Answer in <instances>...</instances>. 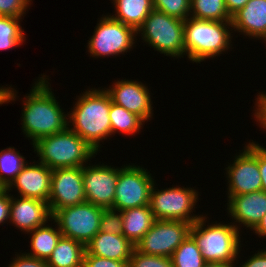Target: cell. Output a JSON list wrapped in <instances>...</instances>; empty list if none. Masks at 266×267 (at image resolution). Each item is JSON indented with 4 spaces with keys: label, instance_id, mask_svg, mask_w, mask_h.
I'll list each match as a JSON object with an SVG mask.
<instances>
[{
    "label": "cell",
    "instance_id": "1",
    "mask_svg": "<svg viewBox=\"0 0 266 267\" xmlns=\"http://www.w3.org/2000/svg\"><path fill=\"white\" fill-rule=\"evenodd\" d=\"M47 75L40 77L24 97L22 109L23 133L34 144L38 139L59 133L68 127V114L63 112L49 87ZM48 79V80H47Z\"/></svg>",
    "mask_w": 266,
    "mask_h": 267
},
{
    "label": "cell",
    "instance_id": "2",
    "mask_svg": "<svg viewBox=\"0 0 266 267\" xmlns=\"http://www.w3.org/2000/svg\"><path fill=\"white\" fill-rule=\"evenodd\" d=\"M68 112V127L85 140L97 153L100 141L111 136L109 111L111 98L105 89L86 90ZM73 126V127H72Z\"/></svg>",
    "mask_w": 266,
    "mask_h": 267
},
{
    "label": "cell",
    "instance_id": "3",
    "mask_svg": "<svg viewBox=\"0 0 266 267\" xmlns=\"http://www.w3.org/2000/svg\"><path fill=\"white\" fill-rule=\"evenodd\" d=\"M32 145L39 162L51 170L83 167L97 155V152L69 127L59 133L42 137Z\"/></svg>",
    "mask_w": 266,
    "mask_h": 267
},
{
    "label": "cell",
    "instance_id": "4",
    "mask_svg": "<svg viewBox=\"0 0 266 267\" xmlns=\"http://www.w3.org/2000/svg\"><path fill=\"white\" fill-rule=\"evenodd\" d=\"M232 29L231 22L189 17L184 21L185 55L193 63L219 56L232 45Z\"/></svg>",
    "mask_w": 266,
    "mask_h": 267
},
{
    "label": "cell",
    "instance_id": "5",
    "mask_svg": "<svg viewBox=\"0 0 266 267\" xmlns=\"http://www.w3.org/2000/svg\"><path fill=\"white\" fill-rule=\"evenodd\" d=\"M206 216L191 225L190 235L199 247L205 262L235 263L240 253V233L233 224L216 223L206 226ZM231 224V225H230Z\"/></svg>",
    "mask_w": 266,
    "mask_h": 267
},
{
    "label": "cell",
    "instance_id": "6",
    "mask_svg": "<svg viewBox=\"0 0 266 267\" xmlns=\"http://www.w3.org/2000/svg\"><path fill=\"white\" fill-rule=\"evenodd\" d=\"M144 42L165 56L183 58L184 20L152 10L137 30Z\"/></svg>",
    "mask_w": 266,
    "mask_h": 267
},
{
    "label": "cell",
    "instance_id": "7",
    "mask_svg": "<svg viewBox=\"0 0 266 267\" xmlns=\"http://www.w3.org/2000/svg\"><path fill=\"white\" fill-rule=\"evenodd\" d=\"M154 186L155 182L150 191L149 207L155 220L184 221L193 224L202 216L194 215L192 211L199 199L195 189L177 186L159 190Z\"/></svg>",
    "mask_w": 266,
    "mask_h": 267
},
{
    "label": "cell",
    "instance_id": "8",
    "mask_svg": "<svg viewBox=\"0 0 266 267\" xmlns=\"http://www.w3.org/2000/svg\"><path fill=\"white\" fill-rule=\"evenodd\" d=\"M102 207L87 201L56 210L52 214L62 236L81 242L85 246L100 231Z\"/></svg>",
    "mask_w": 266,
    "mask_h": 267
},
{
    "label": "cell",
    "instance_id": "9",
    "mask_svg": "<svg viewBox=\"0 0 266 267\" xmlns=\"http://www.w3.org/2000/svg\"><path fill=\"white\" fill-rule=\"evenodd\" d=\"M135 36L137 31L134 28L115 20L111 14L104 15L88 40V52L96 58L124 54L134 47Z\"/></svg>",
    "mask_w": 266,
    "mask_h": 267
},
{
    "label": "cell",
    "instance_id": "10",
    "mask_svg": "<svg viewBox=\"0 0 266 267\" xmlns=\"http://www.w3.org/2000/svg\"><path fill=\"white\" fill-rule=\"evenodd\" d=\"M149 173L138 165H124L119 171L112 209L123 211L149 205L150 191L154 184Z\"/></svg>",
    "mask_w": 266,
    "mask_h": 267
},
{
    "label": "cell",
    "instance_id": "11",
    "mask_svg": "<svg viewBox=\"0 0 266 267\" xmlns=\"http://www.w3.org/2000/svg\"><path fill=\"white\" fill-rule=\"evenodd\" d=\"M190 223L155 220L135 248L143 254L169 257L190 234Z\"/></svg>",
    "mask_w": 266,
    "mask_h": 267
},
{
    "label": "cell",
    "instance_id": "12",
    "mask_svg": "<svg viewBox=\"0 0 266 267\" xmlns=\"http://www.w3.org/2000/svg\"><path fill=\"white\" fill-rule=\"evenodd\" d=\"M233 164L226 169L228 196L248 194L262 190V178L258 165V143L245 144L236 155Z\"/></svg>",
    "mask_w": 266,
    "mask_h": 267
},
{
    "label": "cell",
    "instance_id": "13",
    "mask_svg": "<svg viewBox=\"0 0 266 267\" xmlns=\"http://www.w3.org/2000/svg\"><path fill=\"white\" fill-rule=\"evenodd\" d=\"M86 201L83 185V167L52 170L48 199L51 214L56 210Z\"/></svg>",
    "mask_w": 266,
    "mask_h": 267
},
{
    "label": "cell",
    "instance_id": "14",
    "mask_svg": "<svg viewBox=\"0 0 266 267\" xmlns=\"http://www.w3.org/2000/svg\"><path fill=\"white\" fill-rule=\"evenodd\" d=\"M120 169L104 163L84 165L83 185L86 201L104 209L112 208Z\"/></svg>",
    "mask_w": 266,
    "mask_h": 267
},
{
    "label": "cell",
    "instance_id": "15",
    "mask_svg": "<svg viewBox=\"0 0 266 267\" xmlns=\"http://www.w3.org/2000/svg\"><path fill=\"white\" fill-rule=\"evenodd\" d=\"M105 89L115 104L140 116L144 121L148 122L152 119L153 106L146 84L136 80L121 79V81H115L111 87Z\"/></svg>",
    "mask_w": 266,
    "mask_h": 267
},
{
    "label": "cell",
    "instance_id": "16",
    "mask_svg": "<svg viewBox=\"0 0 266 267\" xmlns=\"http://www.w3.org/2000/svg\"><path fill=\"white\" fill-rule=\"evenodd\" d=\"M28 164L21 169V172L6 189L10 191L12 188H16L19 197L35 198L48 202L52 170L40 162Z\"/></svg>",
    "mask_w": 266,
    "mask_h": 267
},
{
    "label": "cell",
    "instance_id": "17",
    "mask_svg": "<svg viewBox=\"0 0 266 267\" xmlns=\"http://www.w3.org/2000/svg\"><path fill=\"white\" fill-rule=\"evenodd\" d=\"M228 215L237 229L243 224L246 228L254 230L266 214V193L262 190L248 194L228 196ZM238 223V225H236Z\"/></svg>",
    "mask_w": 266,
    "mask_h": 267
},
{
    "label": "cell",
    "instance_id": "18",
    "mask_svg": "<svg viewBox=\"0 0 266 267\" xmlns=\"http://www.w3.org/2000/svg\"><path fill=\"white\" fill-rule=\"evenodd\" d=\"M48 221H53L48 202L35 198H17L11 196L10 218L8 223H12L16 228L29 231L42 226Z\"/></svg>",
    "mask_w": 266,
    "mask_h": 267
},
{
    "label": "cell",
    "instance_id": "19",
    "mask_svg": "<svg viewBox=\"0 0 266 267\" xmlns=\"http://www.w3.org/2000/svg\"><path fill=\"white\" fill-rule=\"evenodd\" d=\"M232 30L251 39L266 40V0H249L232 16Z\"/></svg>",
    "mask_w": 266,
    "mask_h": 267
},
{
    "label": "cell",
    "instance_id": "20",
    "mask_svg": "<svg viewBox=\"0 0 266 267\" xmlns=\"http://www.w3.org/2000/svg\"><path fill=\"white\" fill-rule=\"evenodd\" d=\"M135 246L123 235L99 231L85 246L86 252L102 258L128 261Z\"/></svg>",
    "mask_w": 266,
    "mask_h": 267
},
{
    "label": "cell",
    "instance_id": "21",
    "mask_svg": "<svg viewBox=\"0 0 266 267\" xmlns=\"http://www.w3.org/2000/svg\"><path fill=\"white\" fill-rule=\"evenodd\" d=\"M123 218V236L134 246L152 227L155 218L149 205L129 208L121 211Z\"/></svg>",
    "mask_w": 266,
    "mask_h": 267
},
{
    "label": "cell",
    "instance_id": "22",
    "mask_svg": "<svg viewBox=\"0 0 266 267\" xmlns=\"http://www.w3.org/2000/svg\"><path fill=\"white\" fill-rule=\"evenodd\" d=\"M85 251L81 242L61 236L46 262L48 267H82Z\"/></svg>",
    "mask_w": 266,
    "mask_h": 267
},
{
    "label": "cell",
    "instance_id": "23",
    "mask_svg": "<svg viewBox=\"0 0 266 267\" xmlns=\"http://www.w3.org/2000/svg\"><path fill=\"white\" fill-rule=\"evenodd\" d=\"M115 14L111 17L136 31L143 25L145 19L153 10L152 0H112Z\"/></svg>",
    "mask_w": 266,
    "mask_h": 267
},
{
    "label": "cell",
    "instance_id": "24",
    "mask_svg": "<svg viewBox=\"0 0 266 267\" xmlns=\"http://www.w3.org/2000/svg\"><path fill=\"white\" fill-rule=\"evenodd\" d=\"M55 228L50 227V224H44L29 231L28 234L32 233L30 242L32 251L25 254L47 261L62 236L57 224Z\"/></svg>",
    "mask_w": 266,
    "mask_h": 267
},
{
    "label": "cell",
    "instance_id": "25",
    "mask_svg": "<svg viewBox=\"0 0 266 267\" xmlns=\"http://www.w3.org/2000/svg\"><path fill=\"white\" fill-rule=\"evenodd\" d=\"M109 118L111 122V136L116 132L132 136L137 132L139 133L145 122L140 116L129 112L124 107L119 106L112 101Z\"/></svg>",
    "mask_w": 266,
    "mask_h": 267
},
{
    "label": "cell",
    "instance_id": "26",
    "mask_svg": "<svg viewBox=\"0 0 266 267\" xmlns=\"http://www.w3.org/2000/svg\"><path fill=\"white\" fill-rule=\"evenodd\" d=\"M190 17L210 20L231 22L224 0H191Z\"/></svg>",
    "mask_w": 266,
    "mask_h": 267
},
{
    "label": "cell",
    "instance_id": "27",
    "mask_svg": "<svg viewBox=\"0 0 266 267\" xmlns=\"http://www.w3.org/2000/svg\"><path fill=\"white\" fill-rule=\"evenodd\" d=\"M25 157L14 147L0 151V188H7L27 164Z\"/></svg>",
    "mask_w": 266,
    "mask_h": 267
},
{
    "label": "cell",
    "instance_id": "28",
    "mask_svg": "<svg viewBox=\"0 0 266 267\" xmlns=\"http://www.w3.org/2000/svg\"><path fill=\"white\" fill-rule=\"evenodd\" d=\"M173 267H203L205 260L194 238L189 234L171 256Z\"/></svg>",
    "mask_w": 266,
    "mask_h": 267
},
{
    "label": "cell",
    "instance_id": "29",
    "mask_svg": "<svg viewBox=\"0 0 266 267\" xmlns=\"http://www.w3.org/2000/svg\"><path fill=\"white\" fill-rule=\"evenodd\" d=\"M21 19L0 16V50L16 48L26 40L24 29H22L20 23Z\"/></svg>",
    "mask_w": 266,
    "mask_h": 267
},
{
    "label": "cell",
    "instance_id": "30",
    "mask_svg": "<svg viewBox=\"0 0 266 267\" xmlns=\"http://www.w3.org/2000/svg\"><path fill=\"white\" fill-rule=\"evenodd\" d=\"M191 0H152L153 9L186 20L190 17Z\"/></svg>",
    "mask_w": 266,
    "mask_h": 267
},
{
    "label": "cell",
    "instance_id": "31",
    "mask_svg": "<svg viewBox=\"0 0 266 267\" xmlns=\"http://www.w3.org/2000/svg\"><path fill=\"white\" fill-rule=\"evenodd\" d=\"M128 267H173V262L169 257L143 254L134 248Z\"/></svg>",
    "mask_w": 266,
    "mask_h": 267
},
{
    "label": "cell",
    "instance_id": "32",
    "mask_svg": "<svg viewBox=\"0 0 266 267\" xmlns=\"http://www.w3.org/2000/svg\"><path fill=\"white\" fill-rule=\"evenodd\" d=\"M123 218L121 211L112 208L103 209L100 220V231L123 235Z\"/></svg>",
    "mask_w": 266,
    "mask_h": 267
},
{
    "label": "cell",
    "instance_id": "33",
    "mask_svg": "<svg viewBox=\"0 0 266 267\" xmlns=\"http://www.w3.org/2000/svg\"><path fill=\"white\" fill-rule=\"evenodd\" d=\"M32 0H0V16L22 18Z\"/></svg>",
    "mask_w": 266,
    "mask_h": 267
},
{
    "label": "cell",
    "instance_id": "34",
    "mask_svg": "<svg viewBox=\"0 0 266 267\" xmlns=\"http://www.w3.org/2000/svg\"><path fill=\"white\" fill-rule=\"evenodd\" d=\"M82 267H128V261L102 258L85 251Z\"/></svg>",
    "mask_w": 266,
    "mask_h": 267
},
{
    "label": "cell",
    "instance_id": "35",
    "mask_svg": "<svg viewBox=\"0 0 266 267\" xmlns=\"http://www.w3.org/2000/svg\"><path fill=\"white\" fill-rule=\"evenodd\" d=\"M8 267H48L45 260L26 255L24 252L13 258Z\"/></svg>",
    "mask_w": 266,
    "mask_h": 267
},
{
    "label": "cell",
    "instance_id": "36",
    "mask_svg": "<svg viewBox=\"0 0 266 267\" xmlns=\"http://www.w3.org/2000/svg\"><path fill=\"white\" fill-rule=\"evenodd\" d=\"M6 188H0V224L8 222L10 218L11 194Z\"/></svg>",
    "mask_w": 266,
    "mask_h": 267
},
{
    "label": "cell",
    "instance_id": "37",
    "mask_svg": "<svg viewBox=\"0 0 266 267\" xmlns=\"http://www.w3.org/2000/svg\"><path fill=\"white\" fill-rule=\"evenodd\" d=\"M255 102V113H254V118L257 120L261 126V128H264L266 130V93H261L259 92V95H257Z\"/></svg>",
    "mask_w": 266,
    "mask_h": 267
},
{
    "label": "cell",
    "instance_id": "38",
    "mask_svg": "<svg viewBox=\"0 0 266 267\" xmlns=\"http://www.w3.org/2000/svg\"><path fill=\"white\" fill-rule=\"evenodd\" d=\"M239 267H266V250L263 249L253 254Z\"/></svg>",
    "mask_w": 266,
    "mask_h": 267
},
{
    "label": "cell",
    "instance_id": "39",
    "mask_svg": "<svg viewBox=\"0 0 266 267\" xmlns=\"http://www.w3.org/2000/svg\"><path fill=\"white\" fill-rule=\"evenodd\" d=\"M258 165L262 178V191L266 193V148L258 144Z\"/></svg>",
    "mask_w": 266,
    "mask_h": 267
},
{
    "label": "cell",
    "instance_id": "40",
    "mask_svg": "<svg viewBox=\"0 0 266 267\" xmlns=\"http://www.w3.org/2000/svg\"><path fill=\"white\" fill-rule=\"evenodd\" d=\"M249 0H224L229 15L232 17L240 9H242Z\"/></svg>",
    "mask_w": 266,
    "mask_h": 267
},
{
    "label": "cell",
    "instance_id": "41",
    "mask_svg": "<svg viewBox=\"0 0 266 267\" xmlns=\"http://www.w3.org/2000/svg\"><path fill=\"white\" fill-rule=\"evenodd\" d=\"M253 232L256 233L260 238L266 237V214L263 216L262 220L253 230Z\"/></svg>",
    "mask_w": 266,
    "mask_h": 267
},
{
    "label": "cell",
    "instance_id": "42",
    "mask_svg": "<svg viewBox=\"0 0 266 267\" xmlns=\"http://www.w3.org/2000/svg\"><path fill=\"white\" fill-rule=\"evenodd\" d=\"M235 263L205 262L203 267H236Z\"/></svg>",
    "mask_w": 266,
    "mask_h": 267
}]
</instances>
